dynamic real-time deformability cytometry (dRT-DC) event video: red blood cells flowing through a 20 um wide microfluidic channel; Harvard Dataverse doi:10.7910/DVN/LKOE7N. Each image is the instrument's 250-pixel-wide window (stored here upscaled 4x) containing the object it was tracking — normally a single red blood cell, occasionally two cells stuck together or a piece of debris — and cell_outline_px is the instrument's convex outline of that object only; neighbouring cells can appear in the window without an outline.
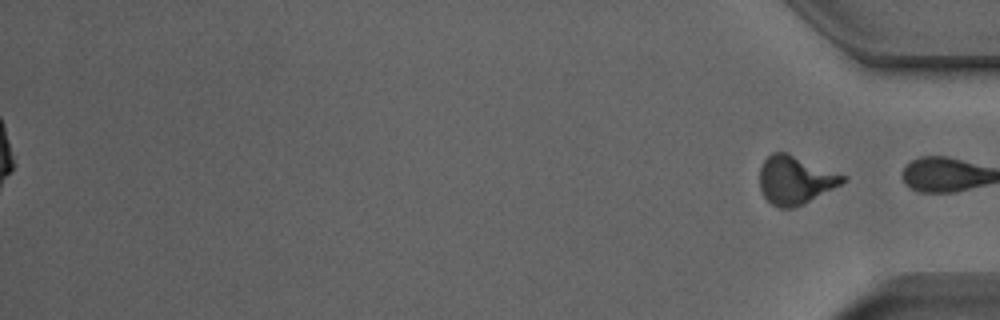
{"species": "Egyptian fruit bat (a non-hibernating species)", "species_latin": "Rousettus aegyptiacus", "temperature_condition": "room temperature", "stored_images_in_passage": 46, "segment_of_instrument_passage": [2, 2], "camera_frame_rate_fps": 3000, "um_per_image_px": 0.085, "animal": {"sex": "male"}, "frame": {"image": 1, "passage_image": 46, "time_ms": 15.0, "image_size_px": [1000, 320], "cell_outline_px": [[848, 180], [804, 204], [796, 208], [780, 208], [772, 204], [764, 196], [760, 188], [760, 168], [764, 160], [772, 152], [788, 152], [848, 176]], "centroid_in_image_um": [67.61, 15.29], "position_along_channel_um": 367.6, "area_um2": 23.58}}